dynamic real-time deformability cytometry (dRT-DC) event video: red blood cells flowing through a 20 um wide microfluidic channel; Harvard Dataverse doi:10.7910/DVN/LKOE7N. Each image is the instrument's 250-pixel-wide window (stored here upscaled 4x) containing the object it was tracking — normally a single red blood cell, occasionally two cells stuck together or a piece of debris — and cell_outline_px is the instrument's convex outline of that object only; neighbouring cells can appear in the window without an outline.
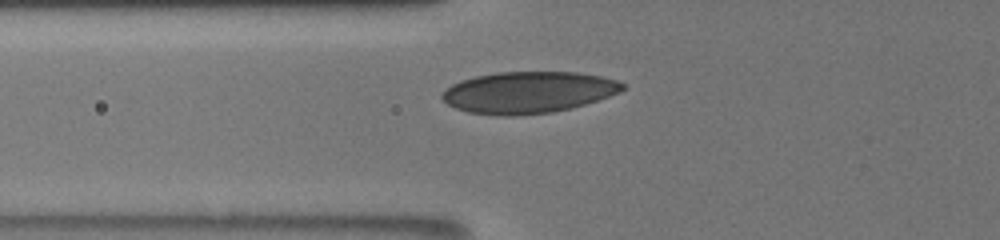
{"species": "human", "species_latin": "Homo sapiens", "temperature_condition": "room temperature", "stored_images_in_passage": 39, "camera_frame_rate_fps": 3000, "um_per_image_px": 0.085, "donor": {"sex": "male"}, "frame": {"image": 1, "passage_image": 7, "time_ms": 2.0, "image_size_px": [1000, 240], "cell_outline_px": [[624, 88], [620, 92], [572, 108], [552, 112], [516, 116], [496, 116], [468, 112], [456, 108], [448, 104], [440, 96], [444, 88], [460, 80], [476, 76], [496, 72], [576, 72], [600, 76], [616, 80], [624, 84]], "centroid_in_image_um": [44.85, 7.85], "position_along_channel_um": 81.0, "area_um2": 43.81}}
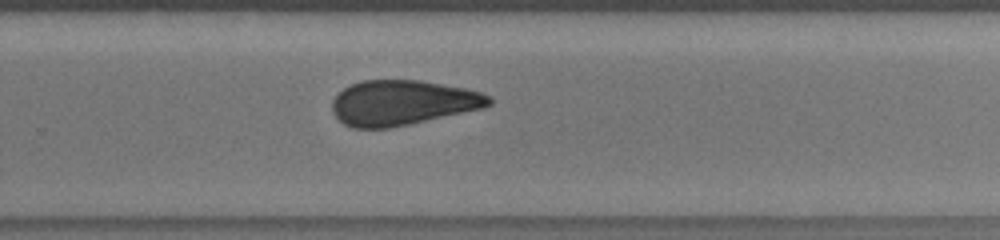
{"frame": {"image": 2, "passage_image": 24, "time_ms": 7.667, "image_size_px": [1000, 240], "cell_outline_px": [[492, 104], [484, 108], [408, 124], [388, 128], [352, 128], [344, 124], [332, 112], [332, 100], [344, 88], [352, 84], [364, 80], [420, 80], [464, 88], [480, 92], [492, 96]], "centroid_in_image_um": [34.22, 8.73], "position_along_channel_um": 295.6, "area_um2": 40.98}}
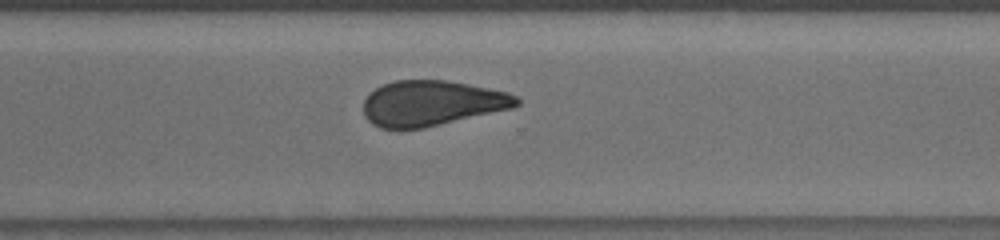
{"frame": {"image": 3, "passage_image": 27, "time_ms": 8.667, "image_size_px": [1000, 240], "cell_outline_px": [[520, 104], [512, 108], [424, 128], [380, 128], [372, 124], [364, 116], [364, 100], [376, 88], [384, 84], [396, 80], [444, 80], [468, 84], [508, 92], [516, 96], [520, 100]], "centroid_in_image_um": [36.71, 8.77], "position_along_channel_um": 333.9, "area_um2": 40.17}, "authors_computed_cell_mechanics": {"area_um2": 41.9628, "velocity_mm_per_s": 3.8203, "shape_relaxation_time_tau1_ms": null, "shape_relaxation_time_tau2_ms": 1.6801, "deformation_change_tau1": null, "deformation_change_tau2": 0.0623}}